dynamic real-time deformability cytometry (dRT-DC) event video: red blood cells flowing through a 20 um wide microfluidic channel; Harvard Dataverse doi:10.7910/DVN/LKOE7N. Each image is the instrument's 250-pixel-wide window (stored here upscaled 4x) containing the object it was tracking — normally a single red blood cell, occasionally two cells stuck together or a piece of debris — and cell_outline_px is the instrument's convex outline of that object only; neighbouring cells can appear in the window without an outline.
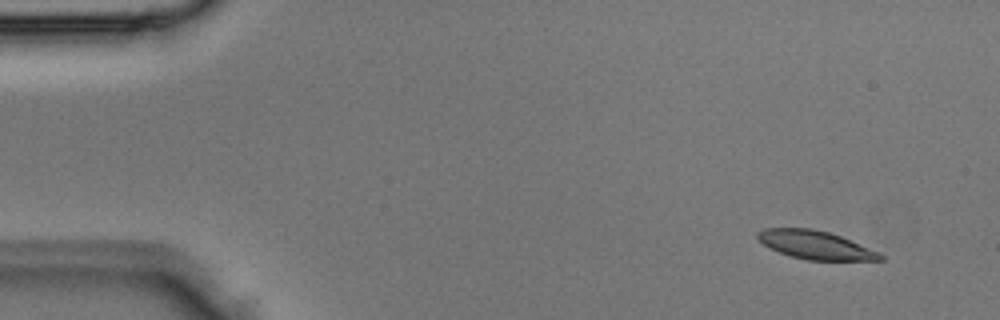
{"species": "Egyptian fruit bat (a non-hibernating species)", "species_latin": "Rousettus aegyptiacus", "temperature_condition": "room temperature", "stored_images_in_passage": 4, "camera_frame_rate_fps": 3000, "um_per_image_px": 0.085, "animal": {"sex": "male"}, "frame": {"image": 1, "passage_image": 1, "time_ms": 0.0, "image_size_px": [1000, 320], "cell_outline_px": [[884, 260], [808, 260], [792, 256], [768, 248], [756, 236], [756, 232], [764, 228], [812, 228], [828, 232], [840, 236], [880, 252], [884, 256]], "centroid_in_image_um": [69.31, 20.82], "position_along_channel_um": 15.7, "area_um2": 20.17}}
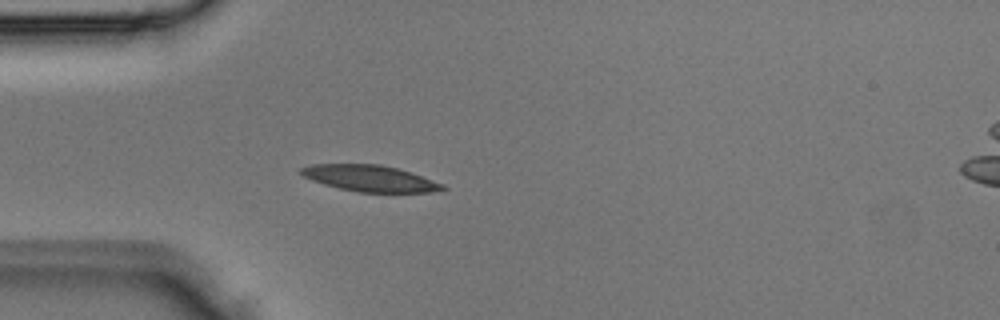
{"frame": {"image": 2, "passage_image": 3, "time_ms": 0.667, "image_size_px": [1000, 320], "cell_outline_px": [[448, 188], [440, 192], [360, 192], [340, 188], [324, 184], [312, 180], [304, 176], [300, 172], [300, 168], [312, 164], [380, 164], [396, 168], [444, 184]], "centroid_in_image_um": [31.47, 15.16], "position_along_channel_um": 53.5, "area_um2": 21.44}}